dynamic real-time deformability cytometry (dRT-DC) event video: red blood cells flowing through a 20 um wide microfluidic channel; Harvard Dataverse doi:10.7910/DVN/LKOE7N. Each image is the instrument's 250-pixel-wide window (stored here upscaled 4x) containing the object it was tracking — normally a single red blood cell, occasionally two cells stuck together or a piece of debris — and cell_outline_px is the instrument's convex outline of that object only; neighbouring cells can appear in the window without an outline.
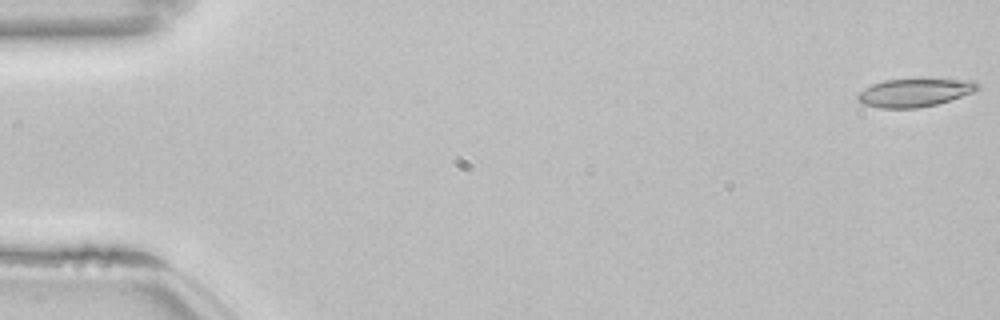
{"species": "common noctule bat (a hibernating species)", "species_latin": "Nyctalus noctula", "temperature_condition": "room temperature", "stored_images_in_passage": 54, "camera_frame_rate_fps": 3000, "um_per_image_px": 0.085, "animal": {"sex": "female", "body_mass_g": 22.7, "forearm_length_mm": 54.2}, "frame": {"image": 1, "passage_image": 1, "time_ms": 0.0, "image_size_px": [1000, 320], "cell_outline_px": [[980, 88], [972, 92], [936, 104], [916, 108], [880, 108], [864, 104], [856, 100], [856, 92], [872, 84], [884, 80], [920, 76], [976, 80], [980, 84]], "centroid_in_image_um": [77.75, 7.8], "position_along_channel_um": 7.3, "area_um2": 20.75}}
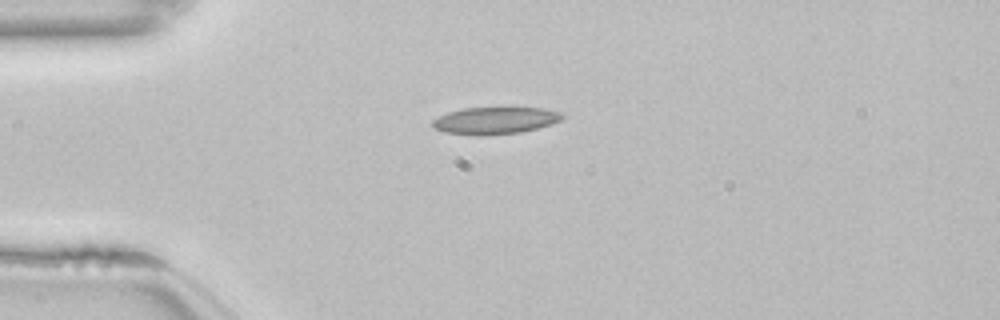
{"frame": {"image": 2, "passage_image": 14, "time_ms": 4.333, "image_size_px": [1000, 320], "cell_outline_px": [[564, 116], [560, 120], [536, 128], [520, 132], [444, 132], [436, 128], [432, 124], [432, 120], [448, 112], [464, 108], [544, 108], [564, 112]], "centroid_in_image_um": [42.15, 10.18], "position_along_channel_um": 42.8, "area_um2": 19.13}}
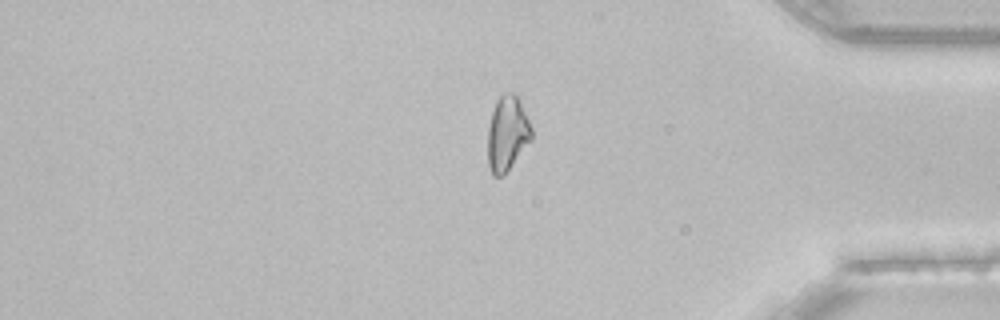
{"frame": {"image": 3, "passage_image": 45, "time_ms": 14.667, "image_size_px": [1000, 320], "cell_outline_px": [[532, 140], [504, 176], [492, 176], [488, 164], [488, 128], [492, 112], [496, 100], [504, 92], [512, 92], [520, 100], [532, 128]], "centroid_in_image_um": [43.12, 11.37], "position_along_channel_um": 392.1, "area_um2": 19.31}, "authors_computed_cell_mechanics": {"area_um2": 19.5075, "velocity_mm_per_s": 3.8516, "shape_relaxation_time_tau1_ms": null, "shape_relaxation_time_tau2_ms": 5.1602, "deformation_change_tau1": null, "deformation_change_tau2": 0.1415}}